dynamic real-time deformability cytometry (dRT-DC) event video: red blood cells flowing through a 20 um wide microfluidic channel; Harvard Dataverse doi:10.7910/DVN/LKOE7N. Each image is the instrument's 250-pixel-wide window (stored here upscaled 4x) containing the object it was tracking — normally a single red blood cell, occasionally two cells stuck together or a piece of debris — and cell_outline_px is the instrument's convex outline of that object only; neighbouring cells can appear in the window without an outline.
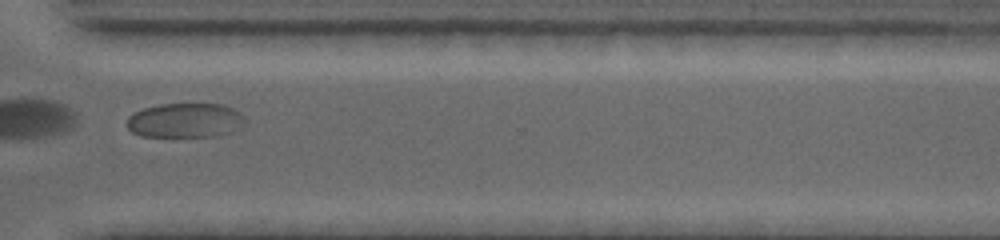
{"species": "common noctule bat (a hibernating species)", "species_latin": "Nyctalus noctula", "temperature_condition": "warm", "stored_images_in_passage": 30, "camera_frame_rate_fps": 4500, "um_per_image_px": 0.085, "animal": {"sex": "female", "body_mass_g": 19.0, "forearm_length_mm": 53.3}, "frame": {"image": 1, "passage_image": 21, "time_ms": 7.556, "image_size_px": [1000, 240], "cell_outline_px": [[244, 124], [220, 136], [140, 136], [132, 132], [128, 128], [128, 116], [144, 108], [160, 104], [224, 104], [232, 108], [244, 116]], "centroid_in_image_um": [15.73, 10.23], "position_along_channel_um": 354.9, "area_um2": 23.52}}